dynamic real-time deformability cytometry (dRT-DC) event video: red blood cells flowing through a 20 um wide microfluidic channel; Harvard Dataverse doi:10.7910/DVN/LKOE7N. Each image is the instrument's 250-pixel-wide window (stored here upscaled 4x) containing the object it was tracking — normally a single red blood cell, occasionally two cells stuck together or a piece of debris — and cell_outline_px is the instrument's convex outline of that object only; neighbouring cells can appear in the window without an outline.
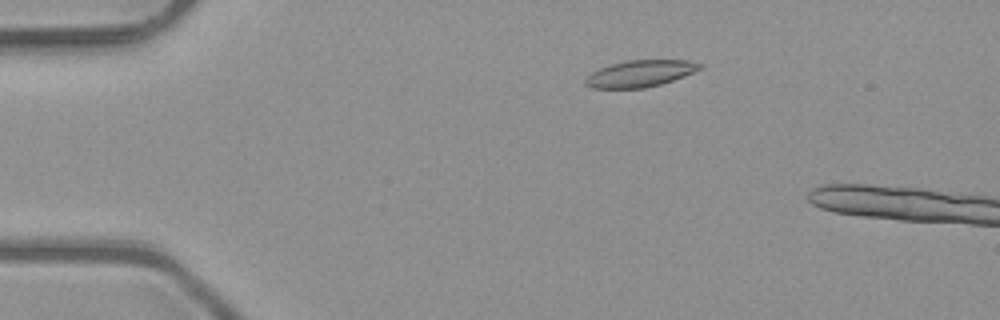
{"species": "common noctule bat (a hibernating species)", "species_latin": "Nyctalus noctula", "temperature_condition": "room temperature", "stored_images_in_passage": 4, "camera_frame_rate_fps": 3000, "um_per_image_px": 0.085, "animal": {"sex": "male", "body_mass_g": 23.1, "forearm_length_mm": 52.7}, "frame": {"image": 1, "passage_image": 2, "time_ms": 0.333, "image_size_px": [1000, 320], "cell_outline_px": [[704, 68], [684, 76], [660, 84], [644, 88], [592, 88], [584, 84], [584, 80], [592, 72], [608, 64], [628, 60], [692, 60], [704, 64]], "centroid_in_image_um": [54.44, 6.24], "position_along_channel_um": 30.6, "area_um2": 17.92}}